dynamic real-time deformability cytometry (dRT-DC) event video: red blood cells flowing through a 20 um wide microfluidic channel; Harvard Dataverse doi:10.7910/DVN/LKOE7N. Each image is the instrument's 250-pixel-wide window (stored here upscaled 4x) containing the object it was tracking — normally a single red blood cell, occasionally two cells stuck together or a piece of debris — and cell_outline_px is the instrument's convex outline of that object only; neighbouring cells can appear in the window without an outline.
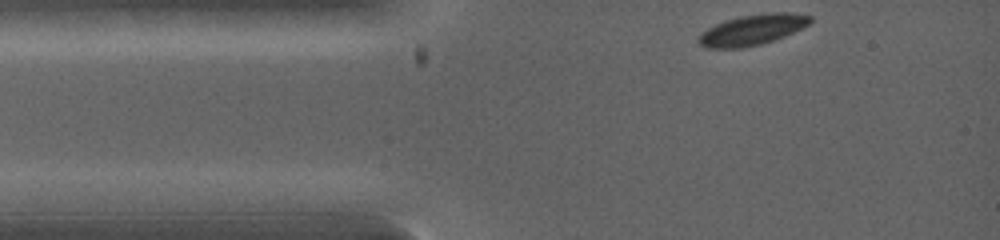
{"species": "common noctule bat (a hibernating species)", "species_latin": "Nyctalus noctula", "temperature_condition": "warm", "stored_images_in_passage": 25, "camera_frame_rate_fps": 5000, "um_per_image_px": 0.085, "animal": {"sex": "female", "body_mass_g": 19.0, "forearm_length_mm": 53.3}, "frame": {"image": 1, "passage_image": 1, "time_ms": 0.0, "image_size_px": [1000, 240], "cell_outline_px": [[812, 20], [808, 24], [784, 36], [760, 44], [740, 48], [704, 48], [696, 40], [700, 32], [724, 20], [740, 16], [772, 12], [792, 12], [812, 16]], "centroid_in_image_um": [63.9, 2.53], "position_along_channel_um": 21.1, "area_um2": 19.83}}
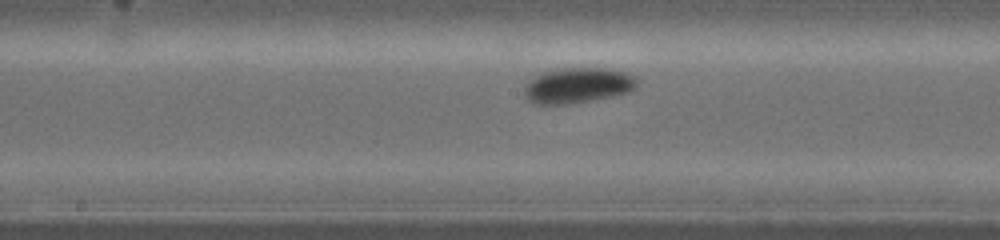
{"frame": {"image": 2, "passage_image": 15, "time_ms": 3.6, "image_size_px": [1000, 240], "cell_outline_px": [[636, 84], [628, 92], [612, 96], [568, 104], [536, 104], [528, 100], [524, 96], [524, 88], [540, 72], [564, 68], [600, 68], [624, 72], [632, 76], [636, 80]], "centroid_in_image_um": [49.05, 7.26], "position_along_channel_um": 199.1, "area_um2": 22.77}}
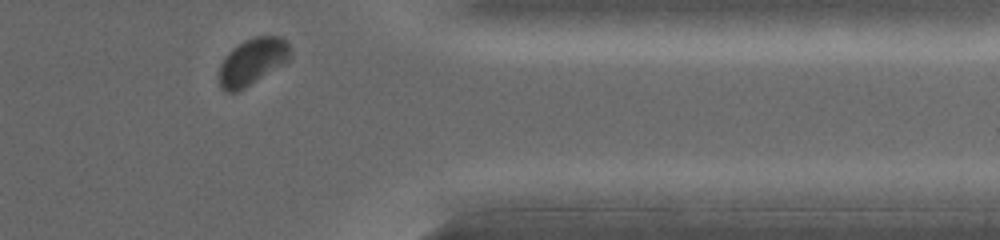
{"frame": {"image": 3, "passage_image": 25, "time_ms": 7.0, "image_size_px": [1000, 240], "cell_outline_px": [[292, 56], [288, 60], [244, 88], [236, 92], [224, 92], [220, 88], [220, 64], [224, 56], [232, 48], [244, 40], [256, 36], [280, 36], [292, 48]], "centroid_in_image_um": [21.44, 5.22], "position_along_channel_um": 390.0, "area_um2": 19.25}}